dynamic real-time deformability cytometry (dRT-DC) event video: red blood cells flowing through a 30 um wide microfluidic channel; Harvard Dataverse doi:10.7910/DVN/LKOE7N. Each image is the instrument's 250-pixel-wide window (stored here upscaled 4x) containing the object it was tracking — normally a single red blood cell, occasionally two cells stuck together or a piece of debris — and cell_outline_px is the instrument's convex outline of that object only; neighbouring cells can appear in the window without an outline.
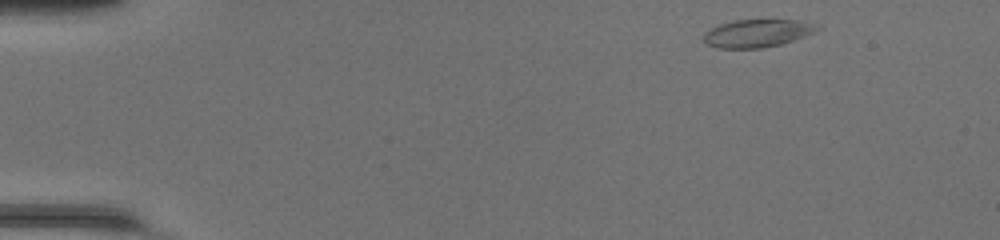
{"species": "common noctule bat (a hibernating species)", "species_latin": "Nyctalus noctula", "temperature_condition": "room temperature", "stored_images_in_passage": 44, "camera_frame_rate_fps": 3000, "um_per_image_px": 0.085, "animal": {"sex": "female", "body_mass_g": 20.0, "forearm_length_mm": 54.0}, "frame": {"image": 1, "passage_image": 1, "time_ms": 0.0, "image_size_px": [1000, 240], "cell_outline_px": [[824, 28], [816, 32], [780, 44], [760, 48], [716, 48], [704, 44], [704, 32], [720, 24], [736, 20], [800, 20]], "centroid_in_image_um": [64.35, 2.83], "position_along_channel_um": 20.6, "area_um2": 18.32}}
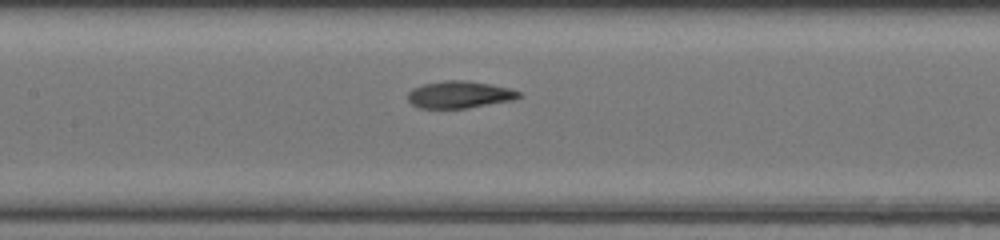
{"frame": {"image": 2, "passage_image": 19, "time_ms": 6.0, "image_size_px": [1000, 240], "cell_outline_px": [[524, 96], [516, 100], [468, 108], [420, 108], [412, 104], [408, 100], [408, 92], [412, 88], [424, 84], [444, 80], [464, 80], [512, 88], [520, 92]], "centroid_in_image_um": [39.11, 8.04], "position_along_channel_um": 168.3, "area_um2": 17.74}}
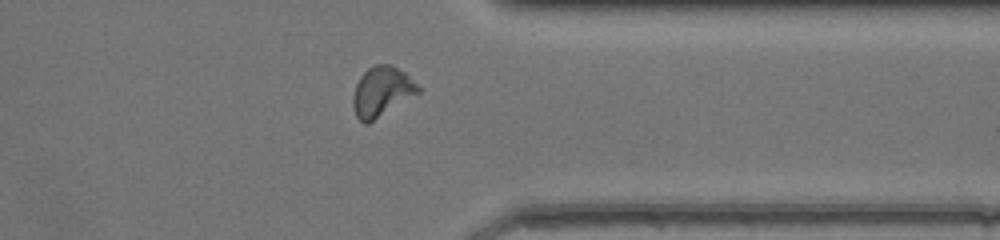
{"frame": {"image": 3, "passage_image": 34, "time_ms": 11.0, "image_size_px": [1000, 240], "cell_outline_px": [[420, 92], [368, 124], [364, 124], [356, 116], [352, 104], [352, 96], [356, 84], [360, 76], [368, 68], [376, 64], [392, 64], [404, 72], [420, 88]], "centroid_in_image_um": [32.42, 7.79], "position_along_channel_um": 379.0, "area_um2": 18.84}, "authors_computed_cell_mechanics": {"area_um2": 17.8024, "velocity_mm_per_s": 4.284, "shape_relaxation_time_tau1_ms": 4.4373, "shape_relaxation_time_tau2_ms": 1.9996, "deformation_change_tau1": 0.1872, "deformation_change_tau2": 0.0912}}